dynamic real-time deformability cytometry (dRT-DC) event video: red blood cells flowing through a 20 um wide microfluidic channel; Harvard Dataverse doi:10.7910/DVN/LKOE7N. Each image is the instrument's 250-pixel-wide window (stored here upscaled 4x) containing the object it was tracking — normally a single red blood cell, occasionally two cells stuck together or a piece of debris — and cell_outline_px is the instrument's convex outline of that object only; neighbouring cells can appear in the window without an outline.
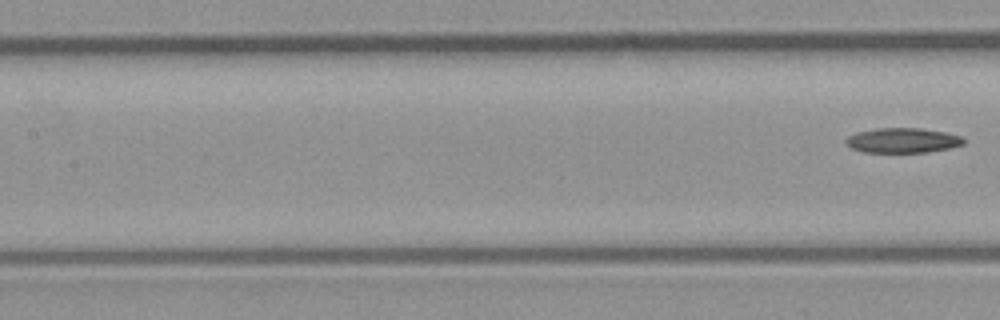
{"species": "common noctule bat (a hibernating species)", "species_latin": "Nyctalus noctula", "temperature_condition": "room temperature", "stored_images_in_passage": 7, "segment_of_instrument_passage": [2, 2], "camera_frame_rate_fps": 3000, "um_per_image_px": 0.085, "animal": {"sex": "male", "body_mass_g": 23.1, "forearm_length_mm": 52.7}, "frame": {"image": 1, "passage_image": 7, "time_ms": 2.0, "image_size_px": [1000, 320], "cell_outline_px": [[964, 144], [948, 148], [928, 152], [864, 152], [852, 148], [844, 140], [848, 136], [856, 132], [876, 128], [920, 128], [944, 132], [960, 136], [964, 140]], "centroid_in_image_um": [76.7, 11.93], "position_along_channel_um": 130.7, "area_um2": 16.94}}